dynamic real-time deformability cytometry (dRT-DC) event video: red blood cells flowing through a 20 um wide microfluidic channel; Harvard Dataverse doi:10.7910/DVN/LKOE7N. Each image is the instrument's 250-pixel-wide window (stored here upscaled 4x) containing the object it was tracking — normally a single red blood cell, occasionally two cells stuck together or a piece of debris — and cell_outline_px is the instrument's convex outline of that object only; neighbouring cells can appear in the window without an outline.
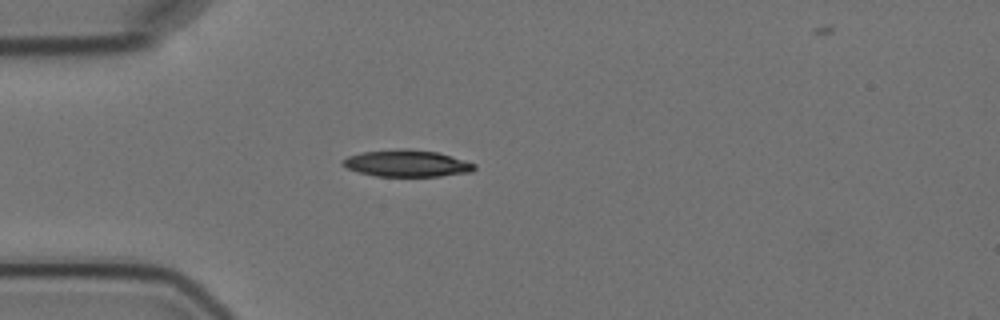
{"species": "Egyptian fruit bat (a non-hibernating species)", "species_latin": "Rousettus aegyptiacus", "temperature_condition": "cold", "stored_images_in_passage": 5, "camera_frame_rate_fps": 3000, "um_per_image_px": 0.085, "animal": {"sex": "female"}, "frame": {"image": 1, "passage_image": 4, "time_ms": 3.333, "image_size_px": [1000, 320], "cell_outline_px": [[476, 168], [472, 172], [440, 176], [376, 176], [360, 172], [348, 168], [340, 164], [340, 160], [348, 156], [360, 152], [400, 148], [408, 148], [440, 152], [476, 164]], "centroid_in_image_um": [34.58, 13.87], "position_along_channel_um": 50.4, "area_um2": 20.81}}